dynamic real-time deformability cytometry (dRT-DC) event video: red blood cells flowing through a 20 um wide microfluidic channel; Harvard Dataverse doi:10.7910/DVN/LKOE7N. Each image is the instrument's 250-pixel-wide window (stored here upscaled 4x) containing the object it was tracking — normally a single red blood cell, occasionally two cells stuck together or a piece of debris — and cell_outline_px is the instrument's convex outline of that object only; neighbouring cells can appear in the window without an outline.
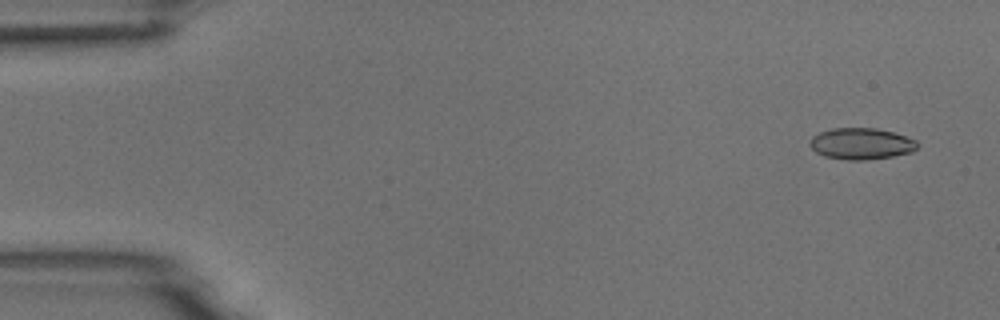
{"species": "common noctule bat (a hibernating species)", "species_latin": "Nyctalus noctula", "temperature_condition": "room temperature", "stored_images_in_passage": 7, "camera_frame_rate_fps": 3000, "um_per_image_px": 0.085, "animal": {"sex": "male", "body_mass_g": 18.8}, "frame": {"image": 1, "passage_image": 1, "time_ms": 0.0, "image_size_px": [1000, 320], "cell_outline_px": [[920, 144], [912, 152], [892, 156], [864, 160], [848, 160], [824, 156], [816, 152], [808, 144], [812, 136], [820, 132], [832, 128], [876, 128], [892, 132], [916, 140]], "centroid_in_image_um": [73.19, 12.21], "position_along_channel_um": 11.8, "area_um2": 19.65}}
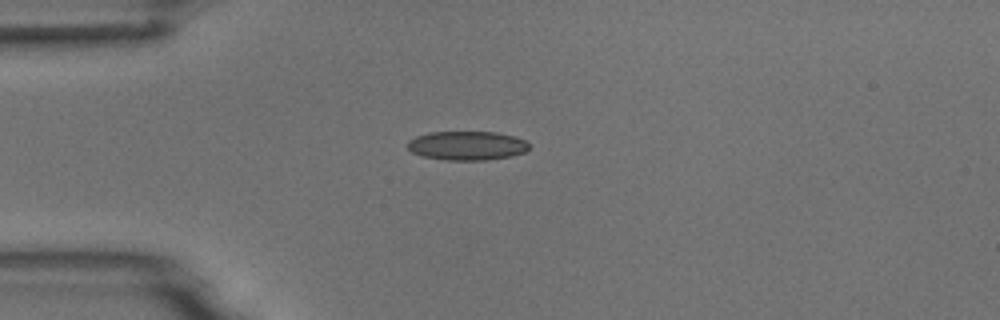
{"frame": {"image": 2, "passage_image": 4, "time_ms": 1.0, "image_size_px": [1000, 320], "cell_outline_px": [[528, 148], [524, 152], [512, 156], [484, 160], [444, 160], [420, 156], [412, 152], [408, 148], [408, 140], [416, 136], [428, 132], [496, 132], [512, 136], [524, 140], [528, 144]], "centroid_in_image_um": [39.65, 12.38], "position_along_channel_um": 45.4, "area_um2": 20.52}}